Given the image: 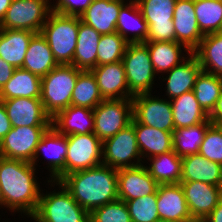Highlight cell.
Segmentation results:
<instances>
[{
    "instance_id": "1",
    "label": "cell",
    "mask_w": 222,
    "mask_h": 222,
    "mask_svg": "<svg viewBox=\"0 0 222 222\" xmlns=\"http://www.w3.org/2000/svg\"><path fill=\"white\" fill-rule=\"evenodd\" d=\"M35 170L30 162L0 156V188L10 212H20L28 218L35 213L41 193Z\"/></svg>"
},
{
    "instance_id": "2",
    "label": "cell",
    "mask_w": 222,
    "mask_h": 222,
    "mask_svg": "<svg viewBox=\"0 0 222 222\" xmlns=\"http://www.w3.org/2000/svg\"><path fill=\"white\" fill-rule=\"evenodd\" d=\"M118 169L100 164L65 175L59 182L73 199L89 213L118 198Z\"/></svg>"
},
{
    "instance_id": "3",
    "label": "cell",
    "mask_w": 222,
    "mask_h": 222,
    "mask_svg": "<svg viewBox=\"0 0 222 222\" xmlns=\"http://www.w3.org/2000/svg\"><path fill=\"white\" fill-rule=\"evenodd\" d=\"M55 189L40 193L37 209L31 216L34 222H89V212L82 208L71 196L70 192L59 181L49 180Z\"/></svg>"
},
{
    "instance_id": "4",
    "label": "cell",
    "mask_w": 222,
    "mask_h": 222,
    "mask_svg": "<svg viewBox=\"0 0 222 222\" xmlns=\"http://www.w3.org/2000/svg\"><path fill=\"white\" fill-rule=\"evenodd\" d=\"M79 16L63 15L51 11L41 34L47 40L58 65L73 64L77 44Z\"/></svg>"
},
{
    "instance_id": "5",
    "label": "cell",
    "mask_w": 222,
    "mask_h": 222,
    "mask_svg": "<svg viewBox=\"0 0 222 222\" xmlns=\"http://www.w3.org/2000/svg\"><path fill=\"white\" fill-rule=\"evenodd\" d=\"M81 71L72 64L58 65L41 78L40 100L51 118L71 105L73 89Z\"/></svg>"
},
{
    "instance_id": "6",
    "label": "cell",
    "mask_w": 222,
    "mask_h": 222,
    "mask_svg": "<svg viewBox=\"0 0 222 222\" xmlns=\"http://www.w3.org/2000/svg\"><path fill=\"white\" fill-rule=\"evenodd\" d=\"M129 93H151L156 73L144 43H128L122 58Z\"/></svg>"
},
{
    "instance_id": "7",
    "label": "cell",
    "mask_w": 222,
    "mask_h": 222,
    "mask_svg": "<svg viewBox=\"0 0 222 222\" xmlns=\"http://www.w3.org/2000/svg\"><path fill=\"white\" fill-rule=\"evenodd\" d=\"M49 0H12L0 29L29 30L40 33L51 10Z\"/></svg>"
},
{
    "instance_id": "8",
    "label": "cell",
    "mask_w": 222,
    "mask_h": 222,
    "mask_svg": "<svg viewBox=\"0 0 222 222\" xmlns=\"http://www.w3.org/2000/svg\"><path fill=\"white\" fill-rule=\"evenodd\" d=\"M141 161L142 156L132 123L102 142V164L104 165L121 169L142 165Z\"/></svg>"
},
{
    "instance_id": "9",
    "label": "cell",
    "mask_w": 222,
    "mask_h": 222,
    "mask_svg": "<svg viewBox=\"0 0 222 222\" xmlns=\"http://www.w3.org/2000/svg\"><path fill=\"white\" fill-rule=\"evenodd\" d=\"M93 133L103 142L131 123L133 118L132 99L103 100L93 109Z\"/></svg>"
},
{
    "instance_id": "10",
    "label": "cell",
    "mask_w": 222,
    "mask_h": 222,
    "mask_svg": "<svg viewBox=\"0 0 222 222\" xmlns=\"http://www.w3.org/2000/svg\"><path fill=\"white\" fill-rule=\"evenodd\" d=\"M148 25L146 42L175 41L173 13L176 0H136Z\"/></svg>"
},
{
    "instance_id": "11",
    "label": "cell",
    "mask_w": 222,
    "mask_h": 222,
    "mask_svg": "<svg viewBox=\"0 0 222 222\" xmlns=\"http://www.w3.org/2000/svg\"><path fill=\"white\" fill-rule=\"evenodd\" d=\"M65 175L102 164V141L94 134L67 135Z\"/></svg>"
},
{
    "instance_id": "12",
    "label": "cell",
    "mask_w": 222,
    "mask_h": 222,
    "mask_svg": "<svg viewBox=\"0 0 222 222\" xmlns=\"http://www.w3.org/2000/svg\"><path fill=\"white\" fill-rule=\"evenodd\" d=\"M133 117L141 124L173 132L174 121L170 100L154 97L151 93L133 96Z\"/></svg>"
},
{
    "instance_id": "13",
    "label": "cell",
    "mask_w": 222,
    "mask_h": 222,
    "mask_svg": "<svg viewBox=\"0 0 222 222\" xmlns=\"http://www.w3.org/2000/svg\"><path fill=\"white\" fill-rule=\"evenodd\" d=\"M50 126L12 127L0 141V156L32 163L38 143Z\"/></svg>"
},
{
    "instance_id": "14",
    "label": "cell",
    "mask_w": 222,
    "mask_h": 222,
    "mask_svg": "<svg viewBox=\"0 0 222 222\" xmlns=\"http://www.w3.org/2000/svg\"><path fill=\"white\" fill-rule=\"evenodd\" d=\"M41 151L48 157L50 180L60 181L65 176V159L68 151L66 135L59 133L52 125L46 130L31 163L35 167Z\"/></svg>"
},
{
    "instance_id": "15",
    "label": "cell",
    "mask_w": 222,
    "mask_h": 222,
    "mask_svg": "<svg viewBox=\"0 0 222 222\" xmlns=\"http://www.w3.org/2000/svg\"><path fill=\"white\" fill-rule=\"evenodd\" d=\"M192 219H205L222 200V187L205 182H180Z\"/></svg>"
},
{
    "instance_id": "16",
    "label": "cell",
    "mask_w": 222,
    "mask_h": 222,
    "mask_svg": "<svg viewBox=\"0 0 222 222\" xmlns=\"http://www.w3.org/2000/svg\"><path fill=\"white\" fill-rule=\"evenodd\" d=\"M12 127L51 126L40 98H12L2 100Z\"/></svg>"
},
{
    "instance_id": "17",
    "label": "cell",
    "mask_w": 222,
    "mask_h": 222,
    "mask_svg": "<svg viewBox=\"0 0 222 222\" xmlns=\"http://www.w3.org/2000/svg\"><path fill=\"white\" fill-rule=\"evenodd\" d=\"M117 184L118 198L124 202L154 194L159 186L143 164L118 169Z\"/></svg>"
},
{
    "instance_id": "18",
    "label": "cell",
    "mask_w": 222,
    "mask_h": 222,
    "mask_svg": "<svg viewBox=\"0 0 222 222\" xmlns=\"http://www.w3.org/2000/svg\"><path fill=\"white\" fill-rule=\"evenodd\" d=\"M173 23L175 41L192 53L204 37L196 19L194 0H176Z\"/></svg>"
},
{
    "instance_id": "19",
    "label": "cell",
    "mask_w": 222,
    "mask_h": 222,
    "mask_svg": "<svg viewBox=\"0 0 222 222\" xmlns=\"http://www.w3.org/2000/svg\"><path fill=\"white\" fill-rule=\"evenodd\" d=\"M104 100L132 99L122 61L96 66L91 70Z\"/></svg>"
},
{
    "instance_id": "20",
    "label": "cell",
    "mask_w": 222,
    "mask_h": 222,
    "mask_svg": "<svg viewBox=\"0 0 222 222\" xmlns=\"http://www.w3.org/2000/svg\"><path fill=\"white\" fill-rule=\"evenodd\" d=\"M157 211L160 219L172 222H189L192 220L180 183L158 186Z\"/></svg>"
},
{
    "instance_id": "21",
    "label": "cell",
    "mask_w": 222,
    "mask_h": 222,
    "mask_svg": "<svg viewBox=\"0 0 222 222\" xmlns=\"http://www.w3.org/2000/svg\"><path fill=\"white\" fill-rule=\"evenodd\" d=\"M124 3L125 0H93L79 16L80 20L101 35L114 33L120 8Z\"/></svg>"
},
{
    "instance_id": "22",
    "label": "cell",
    "mask_w": 222,
    "mask_h": 222,
    "mask_svg": "<svg viewBox=\"0 0 222 222\" xmlns=\"http://www.w3.org/2000/svg\"><path fill=\"white\" fill-rule=\"evenodd\" d=\"M189 57V58H188ZM202 71L197 57L190 53L185 60L172 70L166 72V96L169 100L179 97L185 92L193 90L197 76ZM169 74V75H168Z\"/></svg>"
},
{
    "instance_id": "23",
    "label": "cell",
    "mask_w": 222,
    "mask_h": 222,
    "mask_svg": "<svg viewBox=\"0 0 222 222\" xmlns=\"http://www.w3.org/2000/svg\"><path fill=\"white\" fill-rule=\"evenodd\" d=\"M142 160L173 151V132L163 131L131 120Z\"/></svg>"
},
{
    "instance_id": "24",
    "label": "cell",
    "mask_w": 222,
    "mask_h": 222,
    "mask_svg": "<svg viewBox=\"0 0 222 222\" xmlns=\"http://www.w3.org/2000/svg\"><path fill=\"white\" fill-rule=\"evenodd\" d=\"M93 109L70 105L51 118V125L63 135L89 134L94 130Z\"/></svg>"
},
{
    "instance_id": "25",
    "label": "cell",
    "mask_w": 222,
    "mask_h": 222,
    "mask_svg": "<svg viewBox=\"0 0 222 222\" xmlns=\"http://www.w3.org/2000/svg\"><path fill=\"white\" fill-rule=\"evenodd\" d=\"M200 181L222 187V165L200 154L182 158L181 182Z\"/></svg>"
},
{
    "instance_id": "26",
    "label": "cell",
    "mask_w": 222,
    "mask_h": 222,
    "mask_svg": "<svg viewBox=\"0 0 222 222\" xmlns=\"http://www.w3.org/2000/svg\"><path fill=\"white\" fill-rule=\"evenodd\" d=\"M131 31L133 32L132 35L129 33ZM116 32L128 43L146 42L148 25L136 1H129V4L126 2L121 6L116 23Z\"/></svg>"
},
{
    "instance_id": "27",
    "label": "cell",
    "mask_w": 222,
    "mask_h": 222,
    "mask_svg": "<svg viewBox=\"0 0 222 222\" xmlns=\"http://www.w3.org/2000/svg\"><path fill=\"white\" fill-rule=\"evenodd\" d=\"M34 34L29 30L0 29V57L14 68H22Z\"/></svg>"
},
{
    "instance_id": "28",
    "label": "cell",
    "mask_w": 222,
    "mask_h": 222,
    "mask_svg": "<svg viewBox=\"0 0 222 222\" xmlns=\"http://www.w3.org/2000/svg\"><path fill=\"white\" fill-rule=\"evenodd\" d=\"M100 37V33L82 22L79 17L78 38L73 57V66L85 71H91L97 66V50Z\"/></svg>"
},
{
    "instance_id": "29",
    "label": "cell",
    "mask_w": 222,
    "mask_h": 222,
    "mask_svg": "<svg viewBox=\"0 0 222 222\" xmlns=\"http://www.w3.org/2000/svg\"><path fill=\"white\" fill-rule=\"evenodd\" d=\"M144 44L149 50L152 66L156 74L166 73L185 60L187 57L182 53L183 50L188 55L191 53L183 44L176 41H153L144 42Z\"/></svg>"
},
{
    "instance_id": "30",
    "label": "cell",
    "mask_w": 222,
    "mask_h": 222,
    "mask_svg": "<svg viewBox=\"0 0 222 222\" xmlns=\"http://www.w3.org/2000/svg\"><path fill=\"white\" fill-rule=\"evenodd\" d=\"M57 66L58 63L47 40L41 33H35L28 46L22 68L42 78Z\"/></svg>"
},
{
    "instance_id": "31",
    "label": "cell",
    "mask_w": 222,
    "mask_h": 222,
    "mask_svg": "<svg viewBox=\"0 0 222 222\" xmlns=\"http://www.w3.org/2000/svg\"><path fill=\"white\" fill-rule=\"evenodd\" d=\"M40 98L41 77L23 68H15L12 77L0 89V100Z\"/></svg>"
},
{
    "instance_id": "32",
    "label": "cell",
    "mask_w": 222,
    "mask_h": 222,
    "mask_svg": "<svg viewBox=\"0 0 222 222\" xmlns=\"http://www.w3.org/2000/svg\"><path fill=\"white\" fill-rule=\"evenodd\" d=\"M170 103L175 129L190 127L205 122L209 118V115L200 107L193 90L170 100Z\"/></svg>"
},
{
    "instance_id": "33",
    "label": "cell",
    "mask_w": 222,
    "mask_h": 222,
    "mask_svg": "<svg viewBox=\"0 0 222 222\" xmlns=\"http://www.w3.org/2000/svg\"><path fill=\"white\" fill-rule=\"evenodd\" d=\"M146 168L150 176L159 184H179L181 182L182 158L174 151L160 154L149 159Z\"/></svg>"
},
{
    "instance_id": "34",
    "label": "cell",
    "mask_w": 222,
    "mask_h": 222,
    "mask_svg": "<svg viewBox=\"0 0 222 222\" xmlns=\"http://www.w3.org/2000/svg\"><path fill=\"white\" fill-rule=\"evenodd\" d=\"M192 53L197 57L202 71L222 77V32L204 35Z\"/></svg>"
},
{
    "instance_id": "35",
    "label": "cell",
    "mask_w": 222,
    "mask_h": 222,
    "mask_svg": "<svg viewBox=\"0 0 222 222\" xmlns=\"http://www.w3.org/2000/svg\"><path fill=\"white\" fill-rule=\"evenodd\" d=\"M212 125L209 118L186 128L173 131V151L181 158L198 154L199 147L203 142L207 129Z\"/></svg>"
},
{
    "instance_id": "36",
    "label": "cell",
    "mask_w": 222,
    "mask_h": 222,
    "mask_svg": "<svg viewBox=\"0 0 222 222\" xmlns=\"http://www.w3.org/2000/svg\"><path fill=\"white\" fill-rule=\"evenodd\" d=\"M193 92L200 107L210 115L222 93V77L201 71L196 78Z\"/></svg>"
},
{
    "instance_id": "37",
    "label": "cell",
    "mask_w": 222,
    "mask_h": 222,
    "mask_svg": "<svg viewBox=\"0 0 222 222\" xmlns=\"http://www.w3.org/2000/svg\"><path fill=\"white\" fill-rule=\"evenodd\" d=\"M103 100L93 73L82 70L73 89L71 105L94 109Z\"/></svg>"
},
{
    "instance_id": "38",
    "label": "cell",
    "mask_w": 222,
    "mask_h": 222,
    "mask_svg": "<svg viewBox=\"0 0 222 222\" xmlns=\"http://www.w3.org/2000/svg\"><path fill=\"white\" fill-rule=\"evenodd\" d=\"M194 7L203 35L222 32V0H194Z\"/></svg>"
},
{
    "instance_id": "39",
    "label": "cell",
    "mask_w": 222,
    "mask_h": 222,
    "mask_svg": "<svg viewBox=\"0 0 222 222\" xmlns=\"http://www.w3.org/2000/svg\"><path fill=\"white\" fill-rule=\"evenodd\" d=\"M127 44L118 32L101 35L97 50V66L122 61Z\"/></svg>"
},
{
    "instance_id": "40",
    "label": "cell",
    "mask_w": 222,
    "mask_h": 222,
    "mask_svg": "<svg viewBox=\"0 0 222 222\" xmlns=\"http://www.w3.org/2000/svg\"><path fill=\"white\" fill-rule=\"evenodd\" d=\"M132 222H155L159 219L157 211V192L125 201Z\"/></svg>"
},
{
    "instance_id": "41",
    "label": "cell",
    "mask_w": 222,
    "mask_h": 222,
    "mask_svg": "<svg viewBox=\"0 0 222 222\" xmlns=\"http://www.w3.org/2000/svg\"><path fill=\"white\" fill-rule=\"evenodd\" d=\"M89 222H132L126 203L117 199L89 213Z\"/></svg>"
},
{
    "instance_id": "42",
    "label": "cell",
    "mask_w": 222,
    "mask_h": 222,
    "mask_svg": "<svg viewBox=\"0 0 222 222\" xmlns=\"http://www.w3.org/2000/svg\"><path fill=\"white\" fill-rule=\"evenodd\" d=\"M198 154L222 165V125L212 124L207 129Z\"/></svg>"
},
{
    "instance_id": "43",
    "label": "cell",
    "mask_w": 222,
    "mask_h": 222,
    "mask_svg": "<svg viewBox=\"0 0 222 222\" xmlns=\"http://www.w3.org/2000/svg\"><path fill=\"white\" fill-rule=\"evenodd\" d=\"M92 2L93 0H57L55 5H51V10L63 15L80 16Z\"/></svg>"
},
{
    "instance_id": "44",
    "label": "cell",
    "mask_w": 222,
    "mask_h": 222,
    "mask_svg": "<svg viewBox=\"0 0 222 222\" xmlns=\"http://www.w3.org/2000/svg\"><path fill=\"white\" fill-rule=\"evenodd\" d=\"M11 129V122L7 116L3 102L0 100V141L10 132Z\"/></svg>"
},
{
    "instance_id": "45",
    "label": "cell",
    "mask_w": 222,
    "mask_h": 222,
    "mask_svg": "<svg viewBox=\"0 0 222 222\" xmlns=\"http://www.w3.org/2000/svg\"><path fill=\"white\" fill-rule=\"evenodd\" d=\"M15 68L0 57V89L12 77Z\"/></svg>"
},
{
    "instance_id": "46",
    "label": "cell",
    "mask_w": 222,
    "mask_h": 222,
    "mask_svg": "<svg viewBox=\"0 0 222 222\" xmlns=\"http://www.w3.org/2000/svg\"><path fill=\"white\" fill-rule=\"evenodd\" d=\"M209 120L214 125H222V93L217 100L215 108L209 115Z\"/></svg>"
},
{
    "instance_id": "47",
    "label": "cell",
    "mask_w": 222,
    "mask_h": 222,
    "mask_svg": "<svg viewBox=\"0 0 222 222\" xmlns=\"http://www.w3.org/2000/svg\"><path fill=\"white\" fill-rule=\"evenodd\" d=\"M207 222H222V200L211 211V213L205 218Z\"/></svg>"
},
{
    "instance_id": "48",
    "label": "cell",
    "mask_w": 222,
    "mask_h": 222,
    "mask_svg": "<svg viewBox=\"0 0 222 222\" xmlns=\"http://www.w3.org/2000/svg\"><path fill=\"white\" fill-rule=\"evenodd\" d=\"M12 0H0V22L5 17L7 9L9 8Z\"/></svg>"
},
{
    "instance_id": "49",
    "label": "cell",
    "mask_w": 222,
    "mask_h": 222,
    "mask_svg": "<svg viewBox=\"0 0 222 222\" xmlns=\"http://www.w3.org/2000/svg\"><path fill=\"white\" fill-rule=\"evenodd\" d=\"M4 206L5 207V204H4V199H3V195H2V192H1V188H0V207Z\"/></svg>"
},
{
    "instance_id": "50",
    "label": "cell",
    "mask_w": 222,
    "mask_h": 222,
    "mask_svg": "<svg viewBox=\"0 0 222 222\" xmlns=\"http://www.w3.org/2000/svg\"><path fill=\"white\" fill-rule=\"evenodd\" d=\"M189 222H207L205 219H192Z\"/></svg>"
},
{
    "instance_id": "51",
    "label": "cell",
    "mask_w": 222,
    "mask_h": 222,
    "mask_svg": "<svg viewBox=\"0 0 222 222\" xmlns=\"http://www.w3.org/2000/svg\"><path fill=\"white\" fill-rule=\"evenodd\" d=\"M155 222H172V221H168V220H165V219H158V220H156Z\"/></svg>"
}]
</instances>
